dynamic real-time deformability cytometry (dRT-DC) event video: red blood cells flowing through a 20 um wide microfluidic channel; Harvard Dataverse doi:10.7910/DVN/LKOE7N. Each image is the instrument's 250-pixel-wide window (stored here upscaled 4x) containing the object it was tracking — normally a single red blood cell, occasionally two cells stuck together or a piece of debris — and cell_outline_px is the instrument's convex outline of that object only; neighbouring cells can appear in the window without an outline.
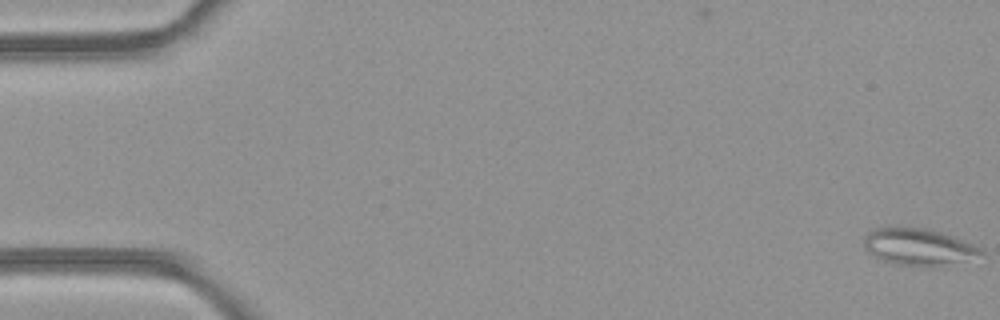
{"species": "common noctule bat (a hibernating species)", "species_latin": "Nyctalus noctula", "temperature_condition": "room temperature", "stored_images_in_passage": 23, "camera_frame_rate_fps": 3000, "um_per_image_px": 0.085, "animal": {"sex": "female", "body_mass_g": 21.9}, "frame": {"image": 1, "passage_image": 1, "time_ms": 0.0, "image_size_px": [1000, 320], "cell_outline_px": [[984, 252], [964, 260], [936, 264], [896, 264], [884, 260], [868, 252], [864, 244], [864, 236], [868, 232], [876, 228], [900, 224], [928, 228], [952, 236], [972, 244], [980, 248]], "centroid_in_image_um": [77.96, 20.88], "position_along_channel_um": 7.0, "area_um2": 24.45}}